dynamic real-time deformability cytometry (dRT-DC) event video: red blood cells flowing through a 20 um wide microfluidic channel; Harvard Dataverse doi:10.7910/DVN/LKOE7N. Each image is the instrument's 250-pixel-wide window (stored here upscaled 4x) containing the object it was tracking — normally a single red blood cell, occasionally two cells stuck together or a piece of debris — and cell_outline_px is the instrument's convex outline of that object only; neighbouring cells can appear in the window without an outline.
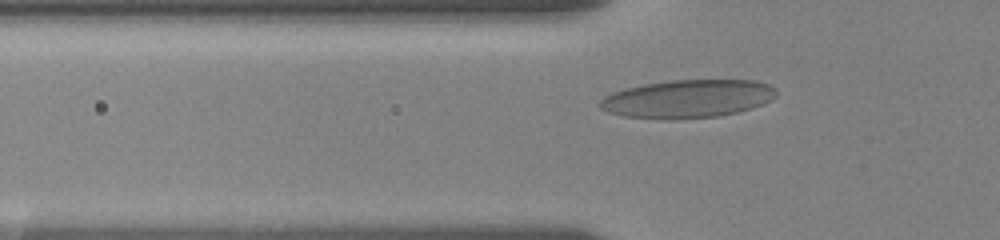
{"species": "human", "species_latin": "Homo sapiens", "temperature_condition": "room temperature", "stored_images_in_passage": 42, "camera_frame_rate_fps": 3000, "um_per_image_px": 0.085, "donor": {"sex": "female"}, "frame": {"image": 1, "passage_image": 14, "time_ms": 4.0, "image_size_px": [1000, 240], "cell_outline_px": [[776, 96], [772, 100], [764, 104], [752, 108], [736, 112], [716, 116], [672, 120], [660, 120], [624, 116], [608, 112], [600, 108], [600, 100], [604, 96], [612, 92], [624, 88], [644, 84], [672, 80], [756, 80], [768, 84], [776, 88]], "centroid_in_image_um": [58.45, 8.4], "position_along_channel_um": 67.4, "area_um2": 39.54}}
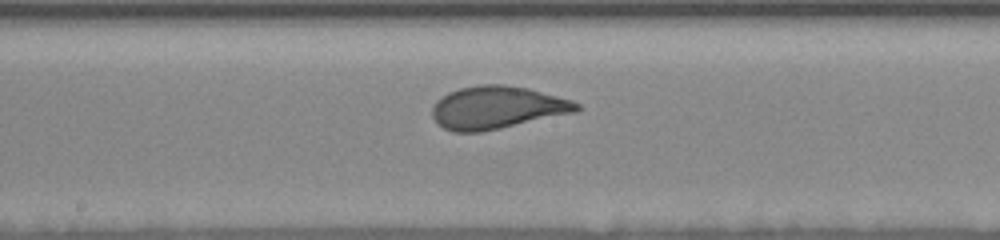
{"frame": {"image": 2, "passage_image": 26, "time_ms": 8.0, "image_size_px": [1000, 240], "cell_outline_px": [[580, 108], [576, 112], [500, 128], [480, 132], [452, 132], [436, 124], [432, 116], [432, 108], [436, 100], [440, 96], [448, 92], [460, 88], [480, 84], [504, 84], [528, 88], [572, 100], [580, 104]], "centroid_in_image_um": [42.21, 9.14], "position_along_channel_um": 206.0, "area_um2": 36.07}}
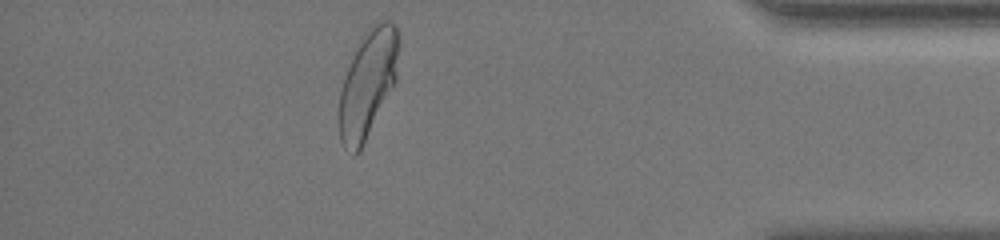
{"frame": {"image": 3, "passage_image": 41, "time_ms": 14.667, "image_size_px": [1000, 240], "cell_outline_px": [[400, 36], [396, 80], [360, 152], [356, 156], [352, 156], [344, 148], [340, 140], [340, 92], [344, 76], [368, 28], [376, 20], [388, 20], [396, 24]], "centroid_in_image_um": [31.29, 7.12], "position_along_channel_um": 403.9, "area_um2": 37.05}, "authors_computed_cell_mechanics": {"area_um2": 35.8649, "velocity_mm_per_s": 3.4856, "shape_relaxation_time_tau1_ms": 3.6436, "shape_relaxation_time_tau2_ms": null, "deformation_change_tau1": 0.1507, "deformation_change_tau2": null}}